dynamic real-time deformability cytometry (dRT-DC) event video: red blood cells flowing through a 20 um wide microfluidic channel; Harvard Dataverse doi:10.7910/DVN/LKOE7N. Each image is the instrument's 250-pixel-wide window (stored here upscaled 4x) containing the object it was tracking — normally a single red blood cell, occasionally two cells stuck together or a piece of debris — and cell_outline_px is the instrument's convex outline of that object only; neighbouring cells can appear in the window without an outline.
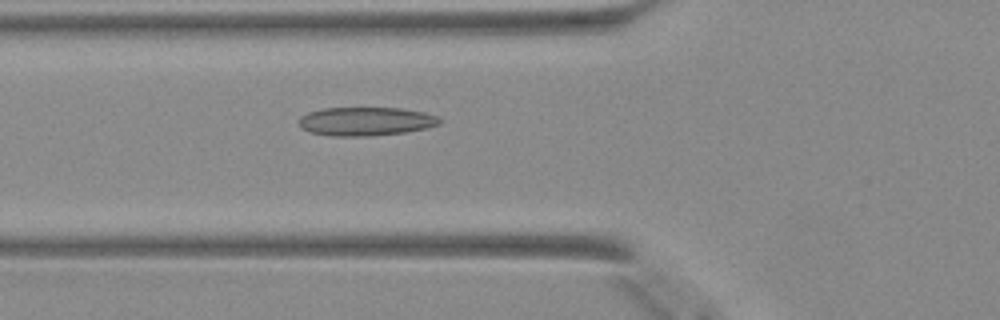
{"species": "Egyptian fruit bat (a non-hibernating species)", "species_latin": "Rousettus aegyptiacus", "temperature_condition": "warm", "stored_images_in_passage": 48, "camera_frame_rate_fps": 3000, "um_per_image_px": 0.085, "animal": {"sex": "female"}, "frame": {"image": 1, "passage_image": 18, "time_ms": 5.667, "image_size_px": [1000, 320], "cell_outline_px": [[440, 124], [424, 128], [404, 132], [372, 136], [332, 136], [308, 132], [300, 128], [296, 120], [300, 116], [308, 112], [320, 108], [400, 108], [424, 112], [440, 116]], "centroid_in_image_um": [31.02, 10.31], "position_along_channel_um": 94.8, "area_um2": 23.76}}
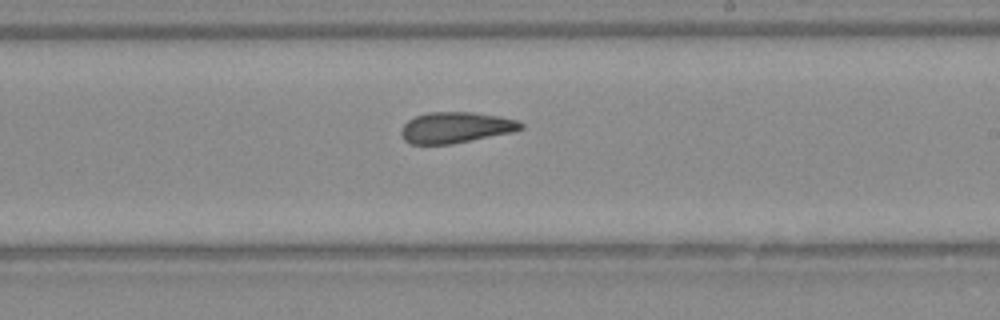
{"frame": {"image": 2, "passage_image": 29, "time_ms": 9.333, "image_size_px": [1000, 320], "cell_outline_px": [[524, 128], [512, 132], [452, 144], [412, 144], [404, 140], [400, 132], [400, 128], [408, 120], [416, 116], [428, 112], [472, 112], [500, 116], [520, 120], [524, 124]], "centroid_in_image_um": [38.75, 10.83], "position_along_channel_um": 250.2, "area_um2": 21.73}}
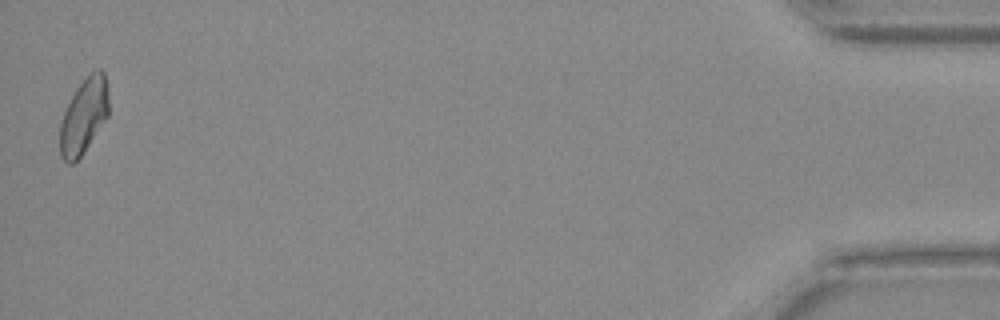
{"frame": {"image": 3, "passage_image": 48, "time_ms": 15.667, "image_size_px": [1000, 320], "cell_outline_px": [[108, 116], [80, 156], [72, 164], [68, 164], [60, 156], [60, 124], [64, 112], [76, 88], [96, 68], [100, 68], [104, 72], [108, 96]], "centroid_in_image_um": [7.12, 9.86], "position_along_channel_um": 428.1, "area_um2": 20.98}}